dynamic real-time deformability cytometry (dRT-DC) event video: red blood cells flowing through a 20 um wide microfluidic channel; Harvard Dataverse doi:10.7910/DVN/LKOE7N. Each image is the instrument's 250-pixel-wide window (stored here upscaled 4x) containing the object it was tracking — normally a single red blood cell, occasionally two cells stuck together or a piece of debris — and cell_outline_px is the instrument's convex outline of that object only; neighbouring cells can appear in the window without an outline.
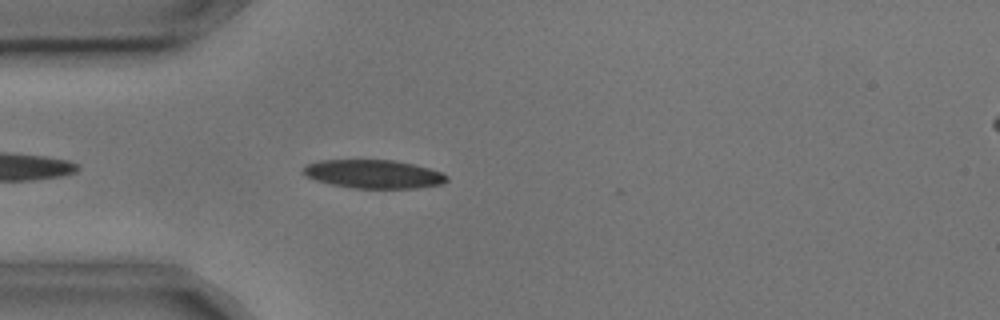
{"species": "common noctule bat (a hibernating species)", "species_latin": "Nyctalus noctula", "temperature_condition": "cold", "stored_images_in_passage": 1, "camera_frame_rate_fps": 3000, "um_per_image_px": 0.085, "animal": {"sex": "male", "body_mass_g": 17.9, "forearm_length_mm": 54.2}, "frame": {"image": 1, "passage_image": 1, "time_ms": 0.0, "image_size_px": [1000, 320], "cell_outline_px": [[448, 180], [440, 184], [416, 188], [352, 188], [332, 184], [316, 180], [308, 176], [304, 172], [304, 168], [308, 164], [320, 160], [392, 160], [412, 164], [428, 168], [440, 172], [448, 176]], "centroid_in_image_um": [31.77, 14.79], "position_along_channel_um": 53.2, "area_um2": 23.47}}